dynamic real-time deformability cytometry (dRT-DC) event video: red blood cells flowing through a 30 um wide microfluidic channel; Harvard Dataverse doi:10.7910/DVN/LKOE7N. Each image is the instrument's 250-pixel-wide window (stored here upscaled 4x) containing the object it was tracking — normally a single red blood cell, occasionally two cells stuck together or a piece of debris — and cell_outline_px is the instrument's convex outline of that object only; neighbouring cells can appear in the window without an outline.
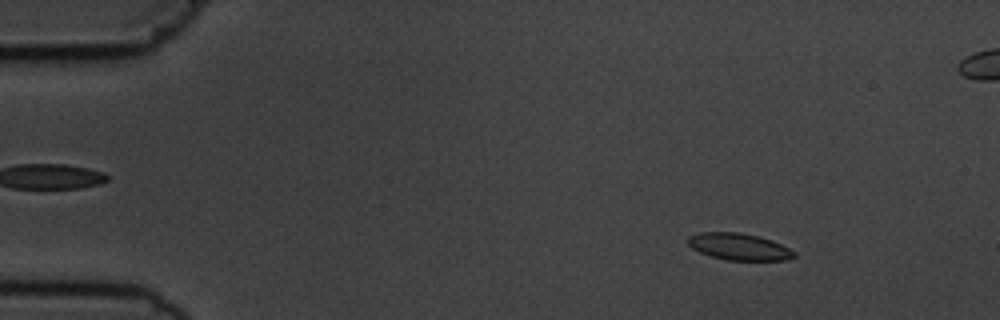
{"species": "common noctule bat (a hibernating species)", "species_latin": "Nyctalus noctula", "temperature_condition": "cold", "stored_images_in_passage": 5, "camera_frame_rate_fps": 3000, "um_per_image_px": 0.085, "animal": {"sex": "male", "body_mass_g": 19.5, "forearm_length_mm": 54.6}, "frame": {"image": 1, "passage_image": 2, "time_ms": 1.0, "image_size_px": [1000, 320], "cell_outline_px": [[796, 256], [784, 260], [728, 260], [712, 256], [700, 252], [692, 248], [688, 244], [688, 236], [700, 232], [740, 232], [760, 236], [772, 240], [796, 252]], "centroid_in_image_um": [62.81, 20.95], "position_along_channel_um": 22.2, "area_um2": 16.53}}